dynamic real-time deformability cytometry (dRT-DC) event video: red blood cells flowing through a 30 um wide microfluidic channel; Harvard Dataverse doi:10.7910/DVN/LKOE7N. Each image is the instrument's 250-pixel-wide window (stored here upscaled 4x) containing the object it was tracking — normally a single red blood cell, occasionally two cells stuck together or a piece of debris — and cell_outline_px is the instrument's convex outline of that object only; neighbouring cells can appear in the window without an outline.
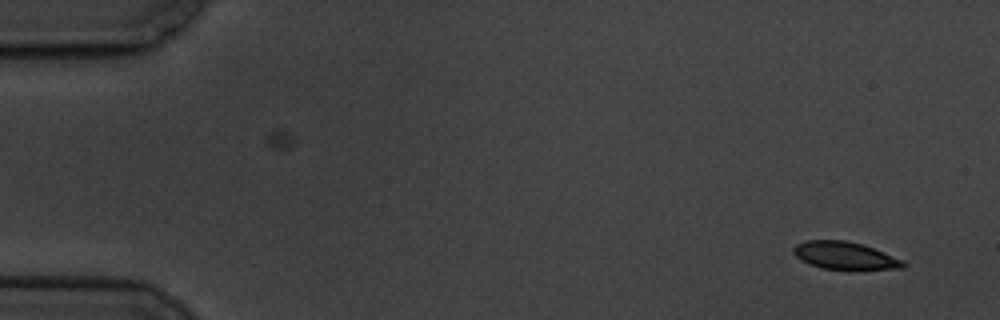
{"species": "common noctule bat (a hibernating species)", "species_latin": "Nyctalus noctula", "temperature_condition": "cold", "stored_images_in_passage": 3, "camera_frame_rate_fps": 3000, "um_per_image_px": 0.085, "animal": {"sex": "male", "body_mass_g": 19.5, "forearm_length_mm": 54.6}, "frame": {"image": 1, "passage_image": 3, "time_ms": 2.333, "image_size_px": [1000, 320], "cell_outline_px": [[908, 264], [904, 268], [852, 272], [820, 268], [796, 256], [792, 252], [792, 248], [796, 244], [808, 240], [844, 240], [860, 244], [884, 252], [904, 260]], "centroid_in_image_um": [71.89, 21.78], "position_along_channel_um": 13.1, "area_um2": 18.26}}